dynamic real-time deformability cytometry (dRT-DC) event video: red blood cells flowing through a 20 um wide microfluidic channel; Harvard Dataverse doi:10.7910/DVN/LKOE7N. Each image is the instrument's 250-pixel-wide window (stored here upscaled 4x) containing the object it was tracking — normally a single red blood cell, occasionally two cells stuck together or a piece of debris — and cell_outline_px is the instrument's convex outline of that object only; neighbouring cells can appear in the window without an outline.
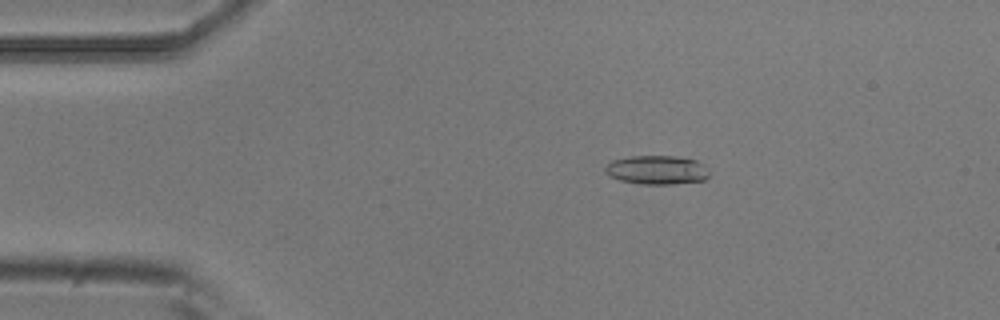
{"species": "common noctule bat (a hibernating species)", "species_latin": "Nyctalus noctula", "temperature_condition": "room temperature", "stored_images_in_passage": 6, "camera_frame_rate_fps": 3000, "um_per_image_px": 0.085, "animal": {"sex": "male", "body_mass_g": 20.5, "forearm_length_mm": 52.5}, "frame": {"image": 1, "passage_image": 1, "time_ms": 0.0, "image_size_px": [1000, 320], "cell_outline_px": [[708, 176], [704, 180], [668, 184], [640, 184], [620, 180], [608, 176], [604, 172], [604, 168], [612, 160], [628, 156], [676, 156], [696, 160], [704, 164], [708, 172]], "centroid_in_image_um": [55.79, 14.44], "position_along_channel_um": 29.2, "area_um2": 17.57}}
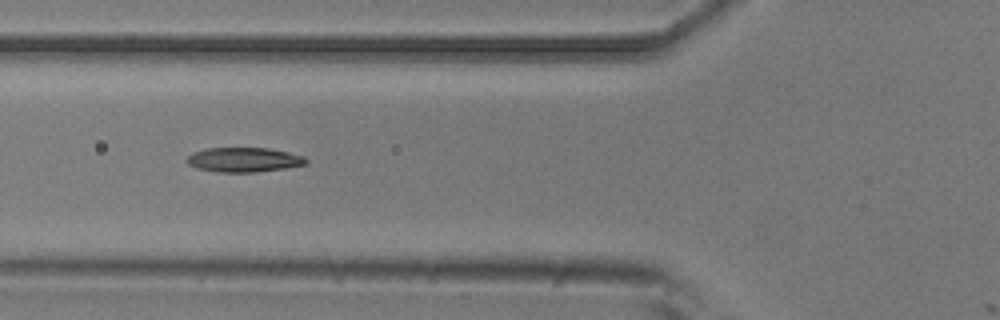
{"frame": {"image": 2, "passage_image": 4, "time_ms": 1.0, "image_size_px": [1000, 320], "cell_outline_px": [[308, 164], [284, 168], [256, 172], [216, 172], [196, 168], [188, 164], [184, 160], [192, 152], [208, 148], [268, 148], [288, 152], [304, 156], [308, 160]], "centroid_in_image_um": [20.71, 13.58], "position_along_channel_um": 105.1, "area_um2": 17.17}}
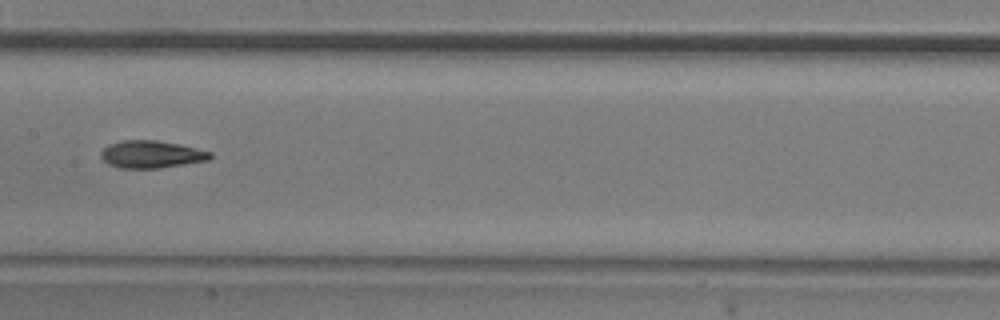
{"frame": {"image": 3, "passage_image": 6, "time_ms": 1.667, "image_size_px": [1000, 320], "cell_outline_px": [[212, 156], [208, 160], [160, 168], [120, 168], [108, 164], [100, 156], [100, 152], [108, 144], [120, 140], [156, 140], [196, 148], [212, 152]], "centroid_in_image_um": [12.83, 13.12], "position_along_channel_um": 194.6, "area_um2": 17.4}}